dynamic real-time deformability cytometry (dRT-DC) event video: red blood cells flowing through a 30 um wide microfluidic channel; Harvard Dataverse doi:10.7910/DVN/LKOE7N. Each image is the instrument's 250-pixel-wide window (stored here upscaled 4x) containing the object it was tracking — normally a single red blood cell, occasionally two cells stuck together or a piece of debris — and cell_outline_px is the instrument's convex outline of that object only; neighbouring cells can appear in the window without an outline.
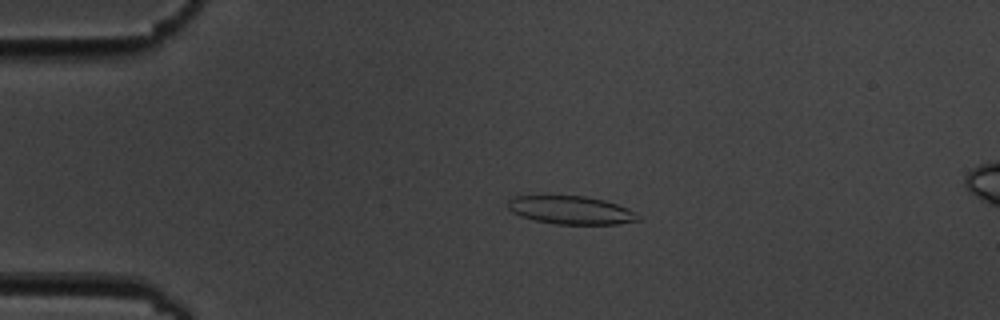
{"species": "common noctule bat (a hibernating species)", "species_latin": "Nyctalus noctula", "temperature_condition": "cold", "stored_images_in_passage": 5, "camera_frame_rate_fps": 3000, "um_per_image_px": 0.085, "animal": {"sex": "male", "body_mass_g": 19.5, "forearm_length_mm": 54.6}, "frame": {"image": 1, "passage_image": 4, "time_ms": 3.333, "image_size_px": [1000, 320], "cell_outline_px": [[640, 220], [616, 224], [556, 224], [536, 220], [520, 216], [512, 212], [508, 208], [508, 200], [512, 196], [584, 196], [604, 200], [628, 208]], "centroid_in_image_um": [48.48, 17.86], "position_along_channel_um": 36.5, "area_um2": 21.1}}